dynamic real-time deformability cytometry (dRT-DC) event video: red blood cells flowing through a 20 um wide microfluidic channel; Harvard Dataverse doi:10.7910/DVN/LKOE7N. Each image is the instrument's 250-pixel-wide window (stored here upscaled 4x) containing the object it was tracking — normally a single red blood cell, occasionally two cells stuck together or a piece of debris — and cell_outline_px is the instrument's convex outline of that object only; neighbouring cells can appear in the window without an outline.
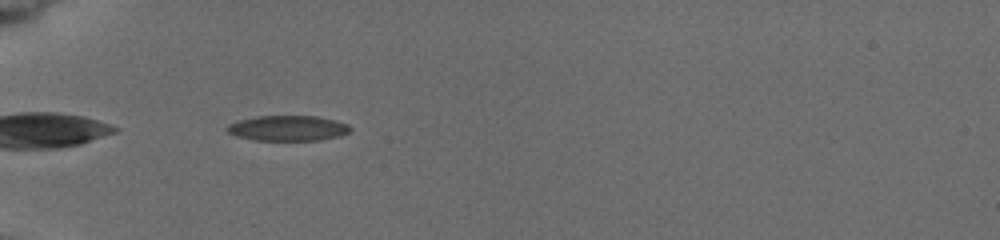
{"species": "common noctule bat (a hibernating species)", "species_latin": "Nyctalus noctula", "temperature_condition": "cold", "stored_images_in_passage": 30, "camera_frame_rate_fps": 3000, "um_per_image_px": 0.085, "animal": {"sex": "female", "body_mass_g": 19.5, "forearm_length_mm": 54.1}, "frame": {"image": 1, "passage_image": 2, "time_ms": 0.333, "image_size_px": [1000, 240], "cell_outline_px": [[352, 128], [348, 132], [336, 136], [320, 140], [252, 140], [236, 136], [228, 132], [224, 128], [228, 124], [236, 120], [256, 116], [316, 116], [336, 120], [348, 124]], "centroid_in_image_um": [24.41, 10.89], "position_along_channel_um": 60.6, "area_um2": 18.26}}
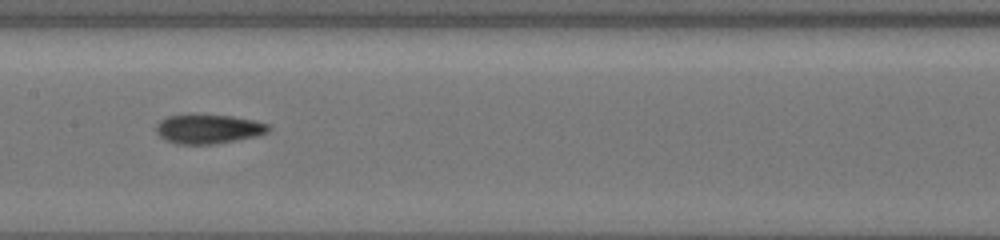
{"frame": {"image": 2, "passage_image": 12, "time_ms": 4.0, "image_size_px": [1000, 240], "cell_outline_px": [[272, 128], [268, 132], [256, 136], [236, 140], [212, 144], [176, 144], [164, 140], [156, 132], [156, 124], [160, 120], [168, 116], [232, 116], [252, 120], [268, 124]], "centroid_in_image_um": [17.71, 10.99], "position_along_channel_um": 189.7, "area_um2": 18.79}}
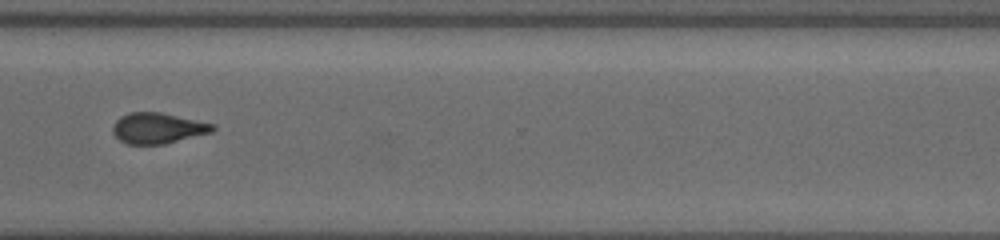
{"frame": {"image": 3, "passage_image": 22, "time_ms": 8.333, "image_size_px": [1000, 240], "cell_outline_px": [[216, 128], [212, 132], [164, 144], [128, 144], [120, 140], [112, 132], [112, 128], [116, 120], [120, 116], [128, 112], [160, 112], [216, 124]], "centroid_in_image_um": [13.42, 10.88], "position_along_channel_um": 357.2, "area_um2": 17.92}, "authors_computed_cell_mechanics": {"area_um2": 18.1781, "velocity_mm_per_s": 3.8827, "shape_relaxation_time_tau1_ms": 4.5961, "shape_relaxation_time_tau2_ms": 7.6717, "deformation_change_tau1": 0.1457, "deformation_change_tau2": 0.1616}}